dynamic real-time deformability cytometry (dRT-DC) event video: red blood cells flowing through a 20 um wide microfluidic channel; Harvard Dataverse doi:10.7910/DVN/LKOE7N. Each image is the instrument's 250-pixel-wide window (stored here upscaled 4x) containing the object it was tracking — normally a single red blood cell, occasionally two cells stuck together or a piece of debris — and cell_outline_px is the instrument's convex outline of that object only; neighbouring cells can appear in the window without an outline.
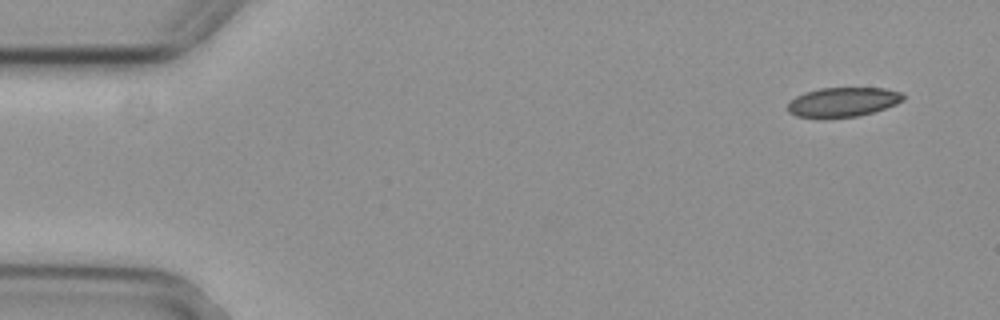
{"species": "common noctule bat (a hibernating species)", "species_latin": "Nyctalus noctula", "temperature_condition": "cold", "stored_images_in_passage": 5, "segment_of_instrument_passage": [2, 2], "camera_frame_rate_fps": 3000, "um_per_image_px": 0.085, "animal": {"sex": "female", "body_mass_g": 29.2, "forearm_length_mm": 56.3}, "frame": {"image": 1, "passage_image": 5, "time_ms": 1.333, "image_size_px": [1000, 320], "cell_outline_px": [[904, 100], [896, 104], [872, 112], [856, 116], [820, 120], [796, 116], [788, 112], [788, 100], [804, 92], [820, 88], [884, 88], [904, 92]], "centroid_in_image_um": [71.59, 8.69], "position_along_channel_um": 13.4, "area_um2": 20.35}}